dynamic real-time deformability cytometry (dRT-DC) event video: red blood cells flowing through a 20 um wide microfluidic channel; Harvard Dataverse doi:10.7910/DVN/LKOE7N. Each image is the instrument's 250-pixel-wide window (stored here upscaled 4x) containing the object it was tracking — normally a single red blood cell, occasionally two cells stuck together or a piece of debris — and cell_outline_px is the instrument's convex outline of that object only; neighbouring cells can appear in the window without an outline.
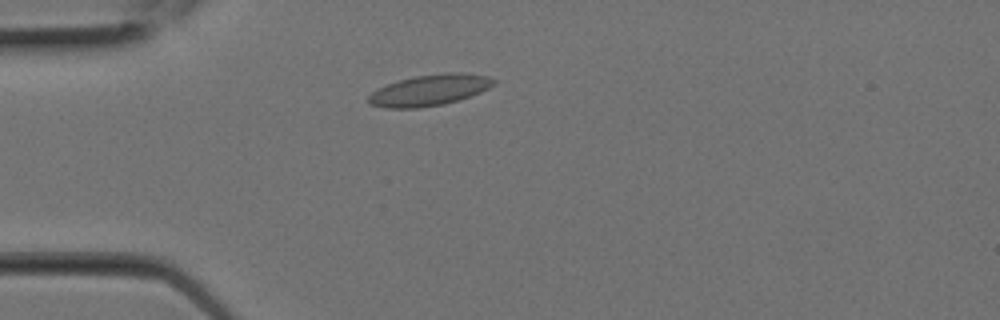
{"species": "Egyptian fruit bat (a non-hibernating species)", "species_latin": "Rousettus aegyptiacus", "temperature_condition": "room temperature", "stored_images_in_passage": 3, "camera_frame_rate_fps": 3000, "um_per_image_px": 0.085, "animal": {"sex": "female"}, "frame": {"image": 1, "passage_image": 1, "time_ms": 0.0, "image_size_px": [1000, 320], "cell_outline_px": [[496, 84], [480, 92], [444, 104], [416, 108], [384, 108], [368, 104], [368, 96], [372, 92], [388, 84], [400, 80], [416, 76], [444, 72], [464, 72], [488, 76], [496, 80]], "centroid_in_image_um": [36.52, 7.65], "position_along_channel_um": 48.5, "area_um2": 22.6}}
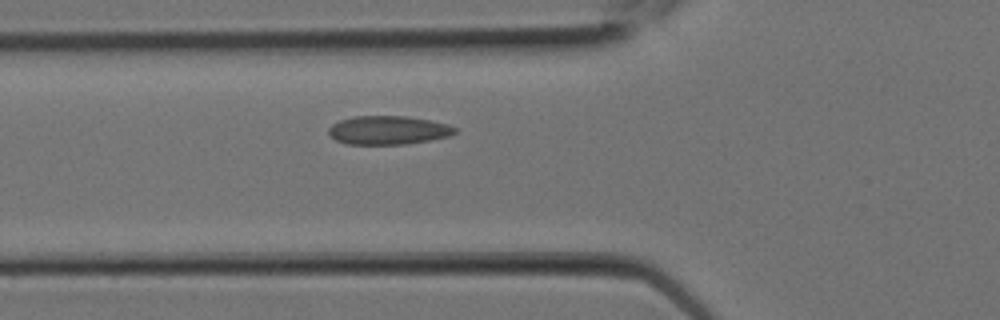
{"frame": {"image": 2, "passage_image": 3, "time_ms": 0.667, "image_size_px": [1000, 320], "cell_outline_px": [[456, 132], [448, 136], [408, 144], [348, 144], [336, 140], [328, 132], [328, 128], [332, 124], [340, 120], [356, 116], [408, 116], [448, 124], [456, 128]], "centroid_in_image_um": [32.98, 11.06], "position_along_channel_um": 92.8, "area_um2": 20.92}}